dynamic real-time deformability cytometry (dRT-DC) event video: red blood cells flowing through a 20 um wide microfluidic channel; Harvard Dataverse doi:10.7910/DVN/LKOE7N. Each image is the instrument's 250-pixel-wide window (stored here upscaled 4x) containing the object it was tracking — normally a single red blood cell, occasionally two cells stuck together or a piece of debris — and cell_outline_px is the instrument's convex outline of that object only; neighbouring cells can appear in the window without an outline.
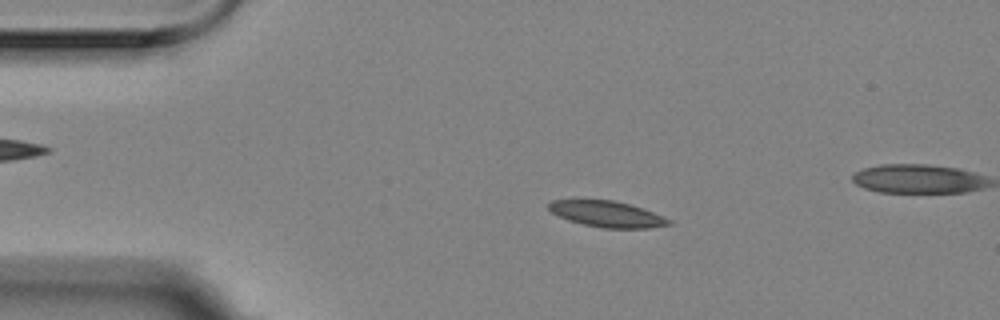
{"species": "Egyptian fruit bat (a non-hibernating species)", "species_latin": "Rousettus aegyptiacus", "temperature_condition": "room temperature", "stored_images_in_passage": 4, "camera_frame_rate_fps": 3000, "um_per_image_px": 0.085, "animal": {"sex": "female"}, "frame": {"image": 1, "passage_image": 2, "time_ms": 0.333, "image_size_px": [1000, 320], "cell_outline_px": [[672, 224], [648, 228], [604, 228], [584, 224], [568, 220], [552, 212], [548, 208], [548, 204], [552, 200], [612, 200], [628, 204], [664, 216], [672, 220]], "centroid_in_image_um": [51.61, 18.2], "position_along_channel_um": 33.4, "area_um2": 17.92}}